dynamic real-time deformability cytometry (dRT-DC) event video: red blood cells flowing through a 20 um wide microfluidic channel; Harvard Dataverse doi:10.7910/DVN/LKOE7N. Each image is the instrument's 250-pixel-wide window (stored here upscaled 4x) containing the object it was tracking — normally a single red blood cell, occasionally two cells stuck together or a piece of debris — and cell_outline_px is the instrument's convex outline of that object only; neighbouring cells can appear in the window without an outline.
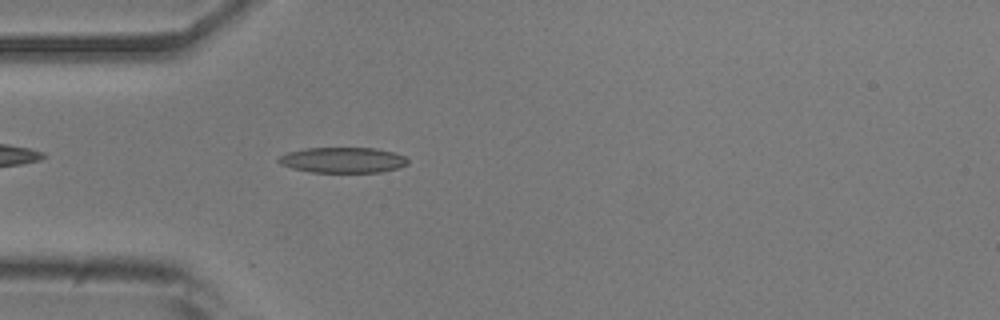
{"species": "common noctule bat (a hibernating species)", "species_latin": "Nyctalus noctula", "temperature_condition": "room temperature", "stored_images_in_passage": 42, "camera_frame_rate_fps": 3000, "um_per_image_px": 0.085, "animal": {"sex": "male", "body_mass_g": 20.5, "forearm_length_mm": 52.5}, "frame": {"image": 1, "passage_image": 4, "time_ms": 1.0, "image_size_px": [1000, 320], "cell_outline_px": [[408, 164], [400, 168], [380, 172], [312, 172], [292, 168], [280, 164], [276, 160], [280, 156], [288, 152], [304, 148], [376, 148], [392, 152], [404, 156], [408, 160]], "centroid_in_image_um": [29.14, 13.6], "position_along_channel_um": 55.9, "area_um2": 19.25}}
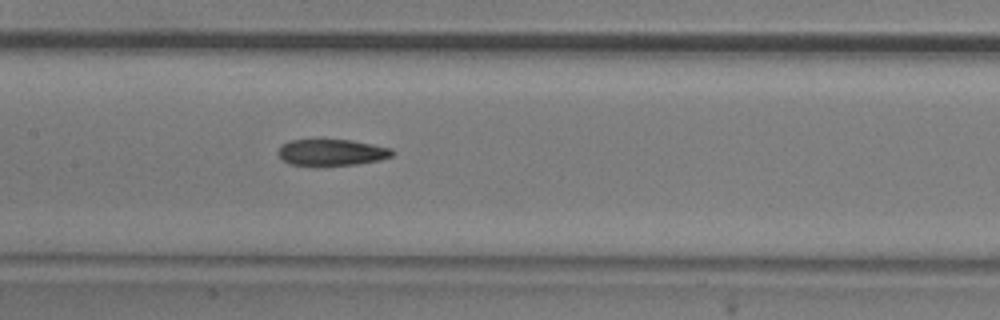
{"frame": {"image": 2, "passage_image": 14, "time_ms": 4.333, "image_size_px": [1000, 320], "cell_outline_px": [[396, 152], [392, 156], [380, 160], [356, 164], [316, 168], [312, 168], [288, 164], [276, 152], [284, 144], [292, 140], [352, 140], [392, 148]], "centroid_in_image_um": [28.19, 13.0], "position_along_channel_um": 179.2, "area_um2": 18.15}}
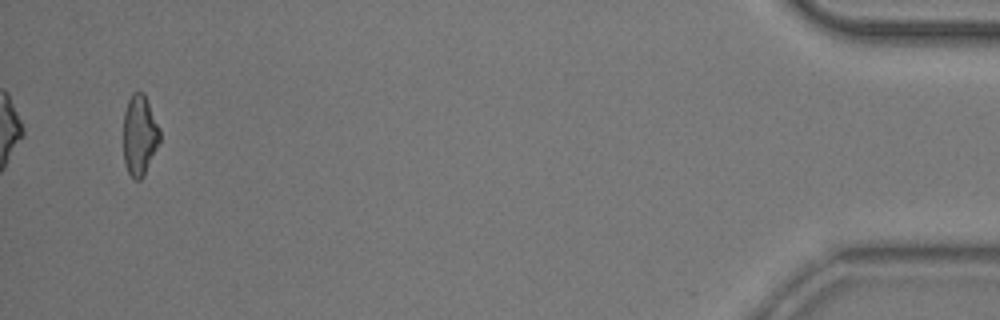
{"frame": {"image": 3, "passage_image": 40, "time_ms": 13.0, "image_size_px": [1000, 320], "cell_outline_px": [[160, 140], [144, 176], [140, 180], [136, 180], [128, 172], [124, 164], [124, 112], [128, 100], [132, 92], [144, 92], [160, 128]], "centroid_in_image_um": [11.87, 11.48], "position_along_channel_um": 423.3, "area_um2": 17.11}, "authors_computed_cell_mechanics": {"area_um2": 18.1492, "velocity_mm_per_s": 3.7974, "shape_relaxation_time_tau1_ms": null, "shape_relaxation_time_tau2_ms": 3.7101, "deformation_change_tau1": null, "deformation_change_tau2": 0.1298}}